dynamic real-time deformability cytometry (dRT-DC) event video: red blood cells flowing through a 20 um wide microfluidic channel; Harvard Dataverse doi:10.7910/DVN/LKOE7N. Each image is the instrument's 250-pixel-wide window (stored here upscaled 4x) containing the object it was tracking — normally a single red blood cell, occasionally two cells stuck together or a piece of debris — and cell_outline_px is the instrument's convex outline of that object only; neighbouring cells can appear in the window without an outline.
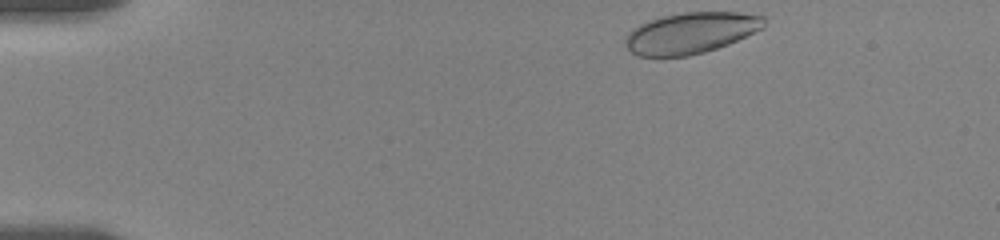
{"species": "human", "species_latin": "Homo sapiens", "temperature_condition": "room temperature", "stored_images_in_passage": 38, "camera_frame_rate_fps": 3000, "um_per_image_px": 0.085, "donor": {"sex": "female"}, "frame": {"image": 1, "passage_image": 1, "time_ms": 0.0, "image_size_px": [1000, 240], "cell_outline_px": [[764, 28], [728, 44], [704, 52], [688, 56], [636, 56], [624, 44], [624, 36], [632, 28], [648, 20], [660, 16], [684, 12], [740, 12], [764, 16]], "centroid_in_image_um": [58.68, 2.79], "position_along_channel_um": 26.3, "area_um2": 33.41}}
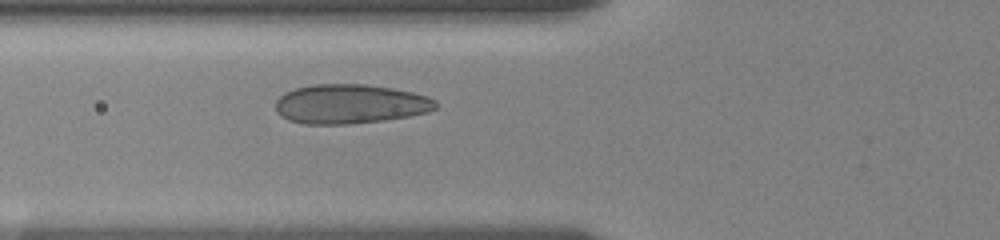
{"frame": {"image": 2, "passage_image": 22, "time_ms": 4.333, "image_size_px": [1000, 240], "cell_outline_px": [[436, 108], [428, 112], [408, 116], [384, 120], [348, 124], [304, 124], [288, 120], [280, 116], [276, 112], [276, 100], [284, 92], [296, 88], [316, 84], [364, 84], [392, 88], [412, 92], [428, 96], [436, 100]], "centroid_in_image_um": [29.74, 8.84], "position_along_channel_um": 96.1, "area_um2": 36.82}}
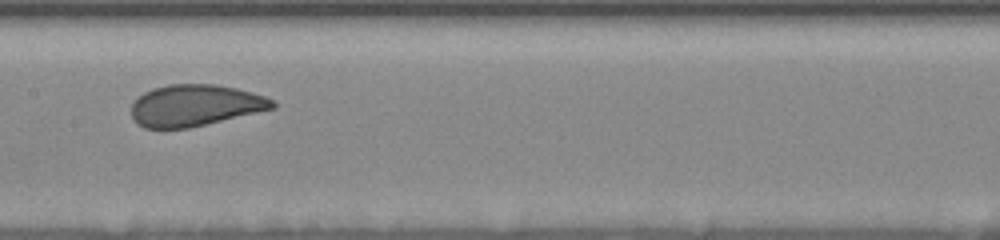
{"frame": {"image": 3, "passage_image": 37, "time_ms": 7.0, "image_size_px": [1000, 240], "cell_outline_px": [[276, 108], [188, 128], [144, 128], [136, 124], [132, 116], [132, 104], [144, 92], [152, 88], [168, 84], [216, 84], [236, 88], [252, 92], [276, 100]], "centroid_in_image_um": [16.6, 8.95], "position_along_channel_um": 190.8, "area_um2": 34.22}}